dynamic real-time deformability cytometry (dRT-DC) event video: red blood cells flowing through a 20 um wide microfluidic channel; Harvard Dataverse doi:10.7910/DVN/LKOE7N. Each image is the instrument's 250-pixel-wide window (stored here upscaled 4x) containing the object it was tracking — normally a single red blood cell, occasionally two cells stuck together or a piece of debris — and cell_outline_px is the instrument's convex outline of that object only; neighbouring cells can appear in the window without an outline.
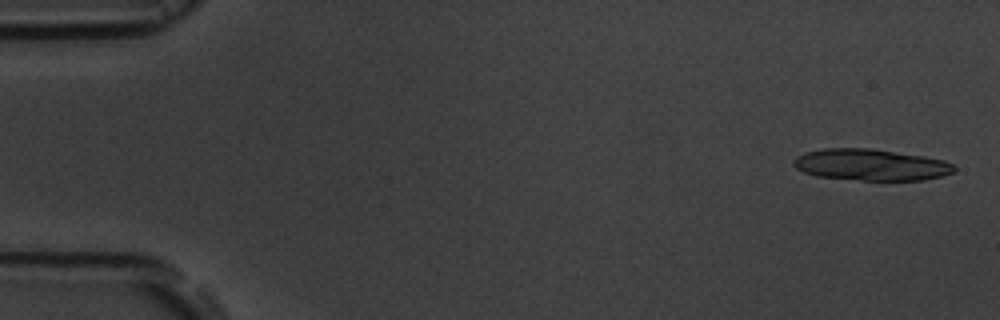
{"species": "common noctule bat (a hibernating species)", "species_latin": "Nyctalus noctula", "temperature_condition": "room temperature", "stored_images_in_passage": 7, "segment_of_instrument_passage": [1, 2], "camera_frame_rate_fps": 3000, "um_per_image_px": 0.085, "animal": {"sex": "male", "body_mass_g": 19.5, "forearm_length_mm": 54.6}, "frame": {"image": 1, "passage_image": 1, "time_ms": 0.0, "image_size_px": [1000, 320], "cell_outline_px": [[956, 168], [952, 172], [940, 176], [924, 180], [860, 180], [816, 176], [804, 172], [796, 168], [792, 164], [792, 160], [796, 156], [804, 152], [824, 148], [868, 148], [924, 156], [944, 160], [952, 164]], "centroid_in_image_um": [73.97, 14.0], "position_along_channel_um": 11.0, "area_um2": 29.42}}